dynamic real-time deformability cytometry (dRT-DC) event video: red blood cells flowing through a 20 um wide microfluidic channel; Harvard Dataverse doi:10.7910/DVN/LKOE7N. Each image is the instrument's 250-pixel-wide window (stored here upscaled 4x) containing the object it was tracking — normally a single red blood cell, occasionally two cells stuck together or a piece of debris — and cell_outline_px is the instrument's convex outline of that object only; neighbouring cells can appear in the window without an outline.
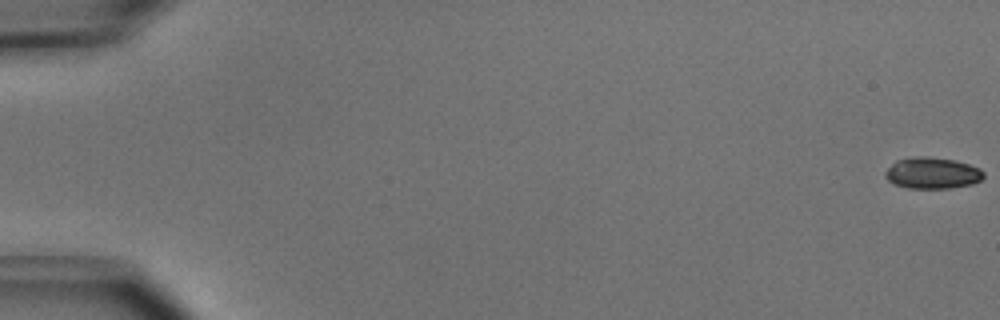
{"species": "common noctule bat (a hibernating species)", "species_latin": "Nyctalus noctula", "temperature_condition": "cold", "stored_images_in_passage": 52, "camera_frame_rate_fps": 3000, "um_per_image_px": 0.085, "animal": {"sex": "male", "body_mass_g": 15.6}, "frame": {"image": 1, "passage_image": 1, "time_ms": 0.0, "image_size_px": [1000, 320], "cell_outline_px": [[984, 176], [980, 180], [972, 184], [948, 188], [908, 188], [896, 184], [888, 180], [884, 176], [884, 172], [896, 160], [912, 156], [928, 156], [952, 160], [968, 164], [980, 168], [984, 172]], "centroid_in_image_um": [79.23, 14.7], "position_along_channel_um": 5.8, "area_um2": 17.92}}
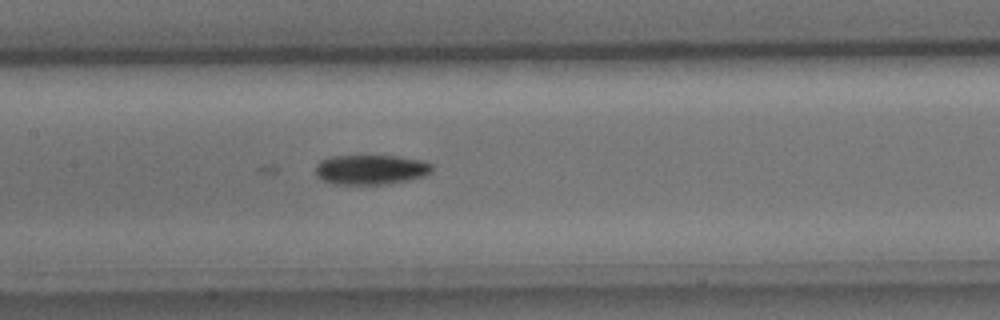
{"frame": {"image": 2, "passage_image": 26, "time_ms": 8.333, "image_size_px": [1000, 320], "cell_outline_px": [[432, 172], [424, 176], [384, 184], [332, 184], [316, 176], [316, 164], [320, 160], [332, 156], [396, 156], [424, 160], [432, 164]], "centroid_in_image_um": [31.51, 14.41], "position_along_channel_um": 175.9, "area_um2": 20.17}}
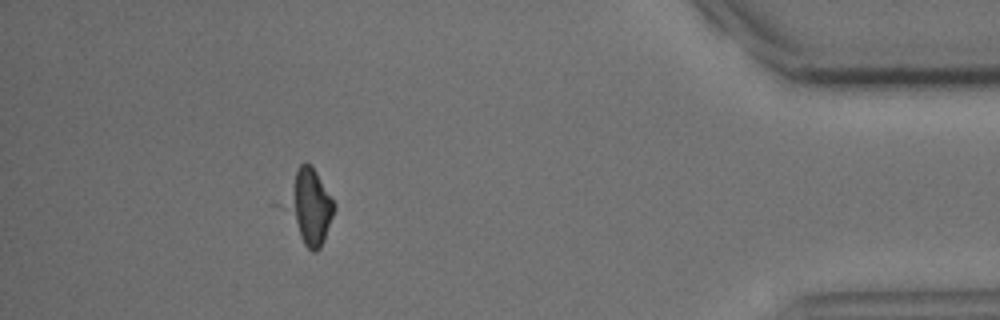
{"frame": {"image": 3, "passage_image": 47, "time_ms": 15.333, "image_size_px": [1000, 320], "cell_outline_px": [[336, 208], [324, 240], [320, 248], [316, 252], [312, 252], [304, 244], [300, 236], [288, 204], [296, 172], [300, 164], [304, 160], [316, 172], [336, 204]], "centroid_in_image_um": [26.44, 17.59], "position_along_channel_um": 408.8, "area_um2": 19.36}}